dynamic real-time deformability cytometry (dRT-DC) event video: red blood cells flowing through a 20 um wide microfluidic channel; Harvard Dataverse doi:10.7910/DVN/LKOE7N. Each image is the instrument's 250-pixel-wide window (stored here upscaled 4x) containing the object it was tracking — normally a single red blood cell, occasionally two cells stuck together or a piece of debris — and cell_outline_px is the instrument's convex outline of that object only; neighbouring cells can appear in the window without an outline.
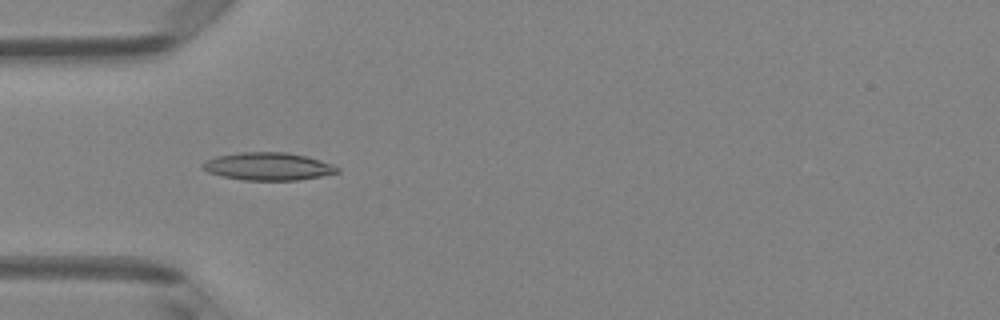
{"species": "Egyptian fruit bat (a non-hibernating species)", "species_latin": "Rousettus aegyptiacus", "temperature_condition": "room temperature", "stored_images_in_passage": 46, "camera_frame_rate_fps": 3000, "um_per_image_px": 0.085, "animal": {"sex": "female"}, "frame": {"image": 1, "passage_image": 12, "time_ms": 3.667, "image_size_px": [1000, 320], "cell_outline_px": [[340, 172], [320, 176], [296, 180], [244, 180], [220, 176], [208, 172], [200, 168], [200, 164], [204, 160], [216, 156], [240, 152], [284, 152], [304, 156], [320, 160], [332, 164], [340, 168]], "centroid_in_image_um": [22.72, 14.14], "position_along_channel_um": 62.3, "area_um2": 21.85}}
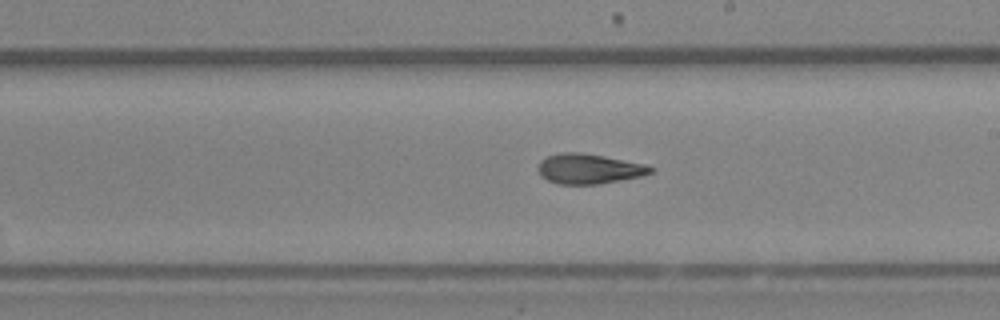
{"frame": {"image": 2, "passage_image": 25, "time_ms": 8.0, "image_size_px": [1000, 320], "cell_outline_px": [[656, 168], [652, 172], [640, 176], [600, 184], [556, 184], [540, 176], [540, 160], [548, 156], [560, 152], [580, 152], [604, 156], [648, 164]], "centroid_in_image_um": [50.1, 14.34], "position_along_channel_um": 238.9, "area_um2": 19.71}}
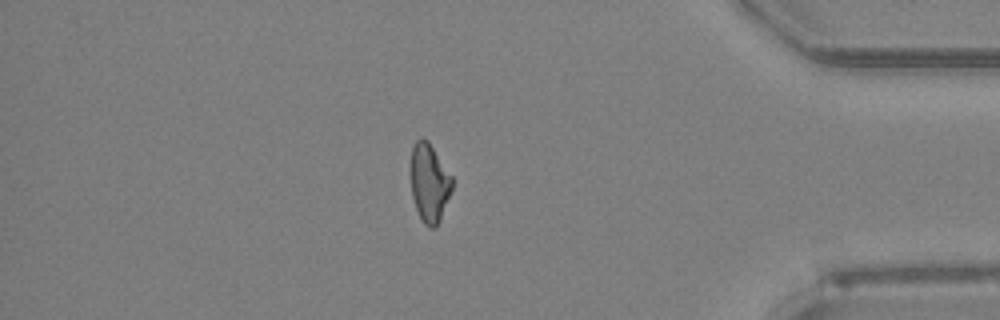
{"frame": {"image": 3, "passage_image": 39, "time_ms": 12.667, "image_size_px": [1000, 320], "cell_outline_px": [[452, 188], [440, 220], [436, 228], [428, 228], [424, 224], [416, 208], [412, 196], [412, 148], [416, 140], [428, 140], [452, 176]], "centroid_in_image_um": [36.51, 15.57], "position_along_channel_um": 398.7, "area_um2": 18.5}, "authors_computed_cell_mechanics": {"area_um2": 19.941, "velocity_mm_per_s": 4.1306, "shape_relaxation_time_tau1_ms": 5.0005, "shape_relaxation_time_tau2_ms": 2.2143, "deformation_change_tau1": 0.1735, "deformation_change_tau2": 0.1094}}